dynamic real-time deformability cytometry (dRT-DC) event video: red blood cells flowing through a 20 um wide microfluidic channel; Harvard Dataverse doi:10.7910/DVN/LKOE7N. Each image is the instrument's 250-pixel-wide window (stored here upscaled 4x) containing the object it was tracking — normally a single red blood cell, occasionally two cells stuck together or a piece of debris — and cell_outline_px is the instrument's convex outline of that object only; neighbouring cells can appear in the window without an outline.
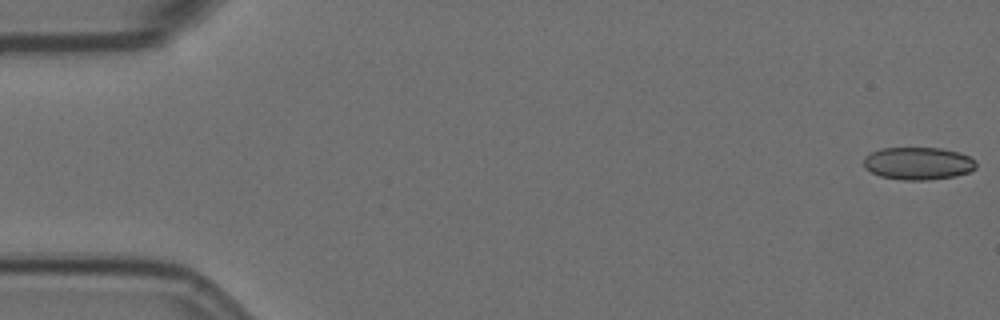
{"species": "Egyptian fruit bat (a non-hibernating species)", "species_latin": "Rousettus aegyptiacus", "temperature_condition": "room temperature", "stored_images_in_passage": 59, "camera_frame_rate_fps": 3000, "um_per_image_px": 0.085, "animal": {"sex": "female"}, "frame": {"image": 1, "passage_image": 1, "time_ms": 0.0, "image_size_px": [1000, 320], "cell_outline_px": [[976, 168], [968, 172], [956, 176], [928, 180], [904, 180], [880, 176], [864, 168], [864, 156], [880, 148], [940, 148], [960, 152], [976, 160]], "centroid_in_image_um": [78.05, 13.89], "position_along_channel_um": 7.0, "area_um2": 21.44}}
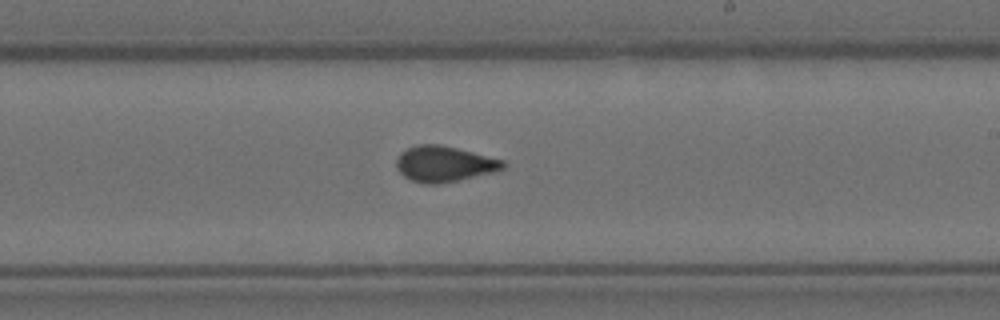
{"frame": {"image": 2, "passage_image": 34, "time_ms": 11.0, "image_size_px": [1000, 320], "cell_outline_px": [[508, 164], [504, 168], [492, 172], [460, 180], [436, 184], [424, 184], [412, 180], [404, 176], [396, 168], [396, 160], [400, 152], [416, 144], [440, 144], [504, 160]], "centroid_in_image_um": [37.74, 13.93], "position_along_channel_um": 251.3, "area_um2": 22.2}}
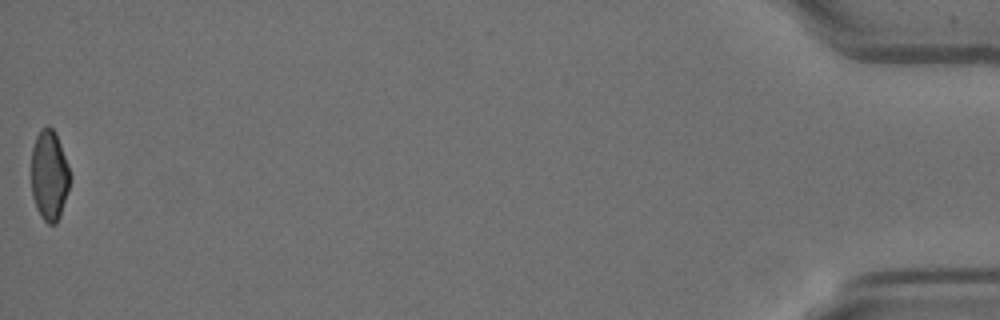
{"frame": {"image": 3, "passage_image": 58, "time_ms": 19.0, "image_size_px": [1000, 320], "cell_outline_px": [[72, 176], [60, 216], [56, 224], [48, 224], [40, 216], [36, 208], [32, 196], [32, 148], [36, 136], [40, 128], [48, 124], [56, 132]], "centroid_in_image_um": [4.2, 14.88], "position_along_channel_um": 431.0, "area_um2": 20.58}, "authors_computed_cell_mechanics": {"area_um2": 21.675, "velocity_mm_per_s": 3.5212, "shape_relaxation_time_tau1_ms": null, "shape_relaxation_time_tau2_ms": 0.9591, "deformation_change_tau1": null, "deformation_change_tau2": 0.0617}}